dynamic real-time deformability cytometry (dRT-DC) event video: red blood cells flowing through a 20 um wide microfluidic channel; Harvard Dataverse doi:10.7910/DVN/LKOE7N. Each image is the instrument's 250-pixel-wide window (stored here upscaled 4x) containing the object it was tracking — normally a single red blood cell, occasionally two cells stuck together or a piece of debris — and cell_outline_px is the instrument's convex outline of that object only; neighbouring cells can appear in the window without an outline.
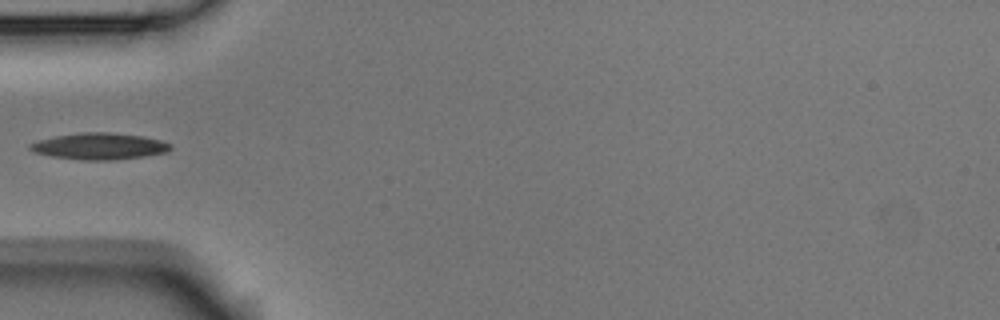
{"species": "Egyptian fruit bat (a non-hibernating species)", "species_latin": "Rousettus aegyptiacus", "temperature_condition": "room temperature", "stored_images_in_passage": 5, "camera_frame_rate_fps": 3000, "um_per_image_px": 0.085, "animal": {"sex": "male"}, "frame": {"image": 1, "passage_image": 4, "time_ms": 1.0, "image_size_px": [1000, 320], "cell_outline_px": [[172, 148], [168, 152], [144, 156], [116, 160], [80, 160], [52, 156], [36, 152], [28, 148], [28, 144], [36, 140], [56, 136], [84, 132], [108, 132], [144, 136], [160, 140], [172, 144]], "centroid_in_image_um": [8.46, 12.43], "position_along_channel_um": 76.5, "area_um2": 21.79}}
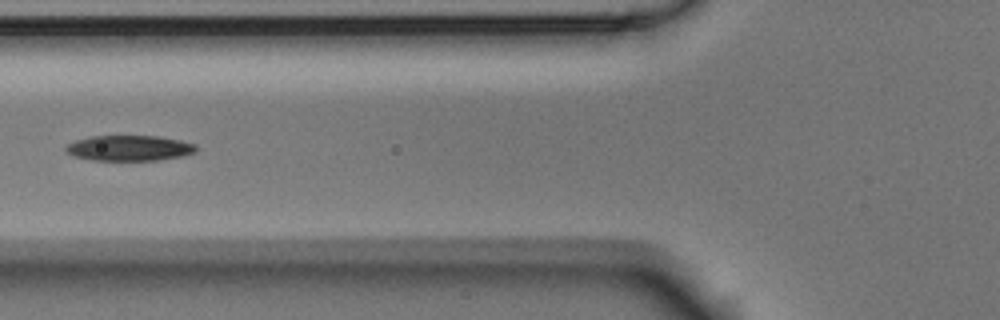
{"frame": {"image": 2, "passage_image": 5, "time_ms": 1.333, "image_size_px": [1000, 320], "cell_outline_px": [[196, 152], [184, 156], [156, 160], [92, 160], [72, 156], [64, 152], [64, 148], [68, 144], [76, 140], [92, 136], [156, 136], [180, 140], [196, 144]], "centroid_in_image_um": [10.97, 12.59], "position_along_channel_um": 114.8, "area_um2": 19.42}}